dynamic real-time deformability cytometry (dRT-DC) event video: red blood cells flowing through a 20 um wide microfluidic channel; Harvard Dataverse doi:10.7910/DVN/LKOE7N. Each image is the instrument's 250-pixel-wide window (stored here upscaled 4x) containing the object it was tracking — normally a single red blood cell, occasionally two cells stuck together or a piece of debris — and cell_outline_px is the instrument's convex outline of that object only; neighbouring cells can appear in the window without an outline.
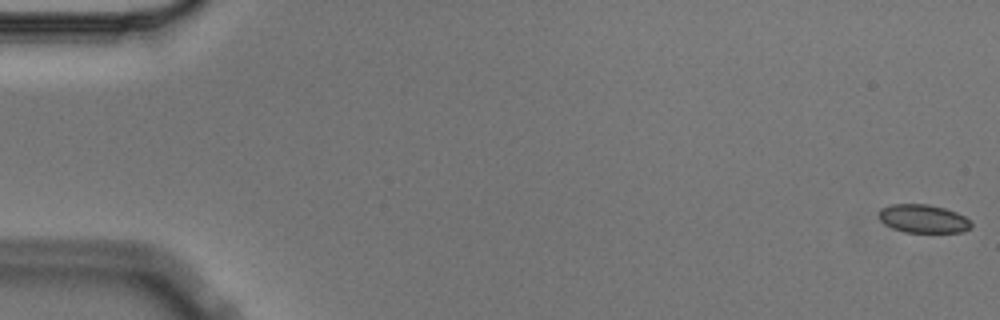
{"species": "Egyptian fruit bat (a non-hibernating species)", "species_latin": "Rousettus aegyptiacus", "temperature_condition": "cold", "stored_images_in_passage": 6, "camera_frame_rate_fps": 3000, "um_per_image_px": 0.085, "animal": {"sex": "male"}, "frame": {"image": 1, "passage_image": 1, "time_ms": 0.0, "image_size_px": [1000, 320], "cell_outline_px": [[972, 228], [964, 232], [904, 232], [892, 228], [884, 224], [880, 220], [880, 208], [892, 204], [928, 204], [944, 208], [956, 212], [964, 216], [972, 224]], "centroid_in_image_um": [78.48, 18.59], "position_along_channel_um": 6.5, "area_um2": 15.26}}
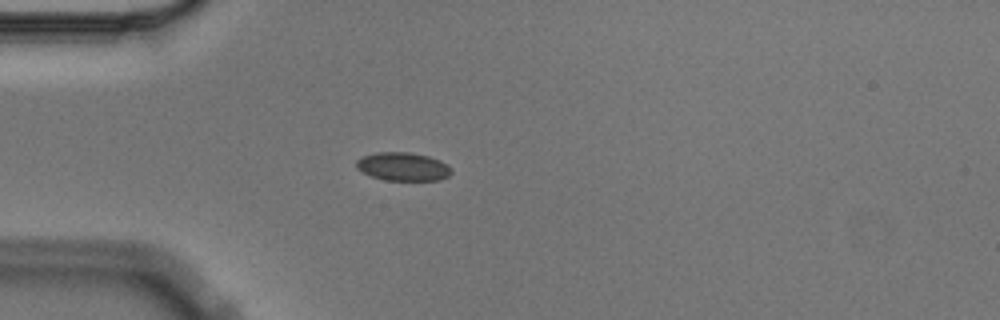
{"frame": {"image": 2, "passage_image": 5, "time_ms": 1.333, "image_size_px": [1000, 320], "cell_outline_px": [[452, 172], [448, 176], [440, 180], [384, 180], [372, 176], [356, 168], [356, 160], [364, 156], [376, 152], [408, 152], [428, 156], [440, 160], [448, 164], [452, 168]], "centroid_in_image_um": [34.28, 14.16], "position_along_channel_um": 50.7, "area_um2": 15.72}}